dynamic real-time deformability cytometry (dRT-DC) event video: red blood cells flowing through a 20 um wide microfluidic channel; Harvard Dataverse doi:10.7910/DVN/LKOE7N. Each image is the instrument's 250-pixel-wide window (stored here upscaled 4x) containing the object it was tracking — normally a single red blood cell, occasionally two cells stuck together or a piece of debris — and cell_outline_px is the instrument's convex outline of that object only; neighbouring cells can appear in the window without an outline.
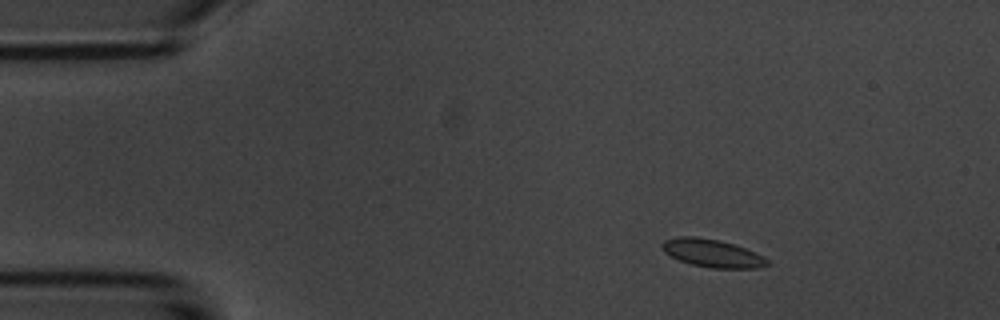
{"species": "common noctule bat (a hibernating species)", "species_latin": "Nyctalus noctula", "temperature_condition": "room temperature", "stored_images_in_passage": 4, "camera_frame_rate_fps": 3000, "um_per_image_px": 0.085, "animal": {"sex": "male", "body_mass_g": 20.1, "forearm_length_mm": 53.5}, "frame": {"image": 1, "passage_image": 3, "time_ms": 2.0, "image_size_px": [1000, 320], "cell_outline_px": [[768, 264], [756, 268], [712, 268], [692, 264], [680, 260], [664, 252], [660, 244], [664, 240], [680, 236], [696, 236], [716, 240], [732, 244], [744, 248], [764, 256], [768, 260]], "centroid_in_image_um": [60.51, 21.52], "position_along_channel_um": 24.5, "area_um2": 16.82}}